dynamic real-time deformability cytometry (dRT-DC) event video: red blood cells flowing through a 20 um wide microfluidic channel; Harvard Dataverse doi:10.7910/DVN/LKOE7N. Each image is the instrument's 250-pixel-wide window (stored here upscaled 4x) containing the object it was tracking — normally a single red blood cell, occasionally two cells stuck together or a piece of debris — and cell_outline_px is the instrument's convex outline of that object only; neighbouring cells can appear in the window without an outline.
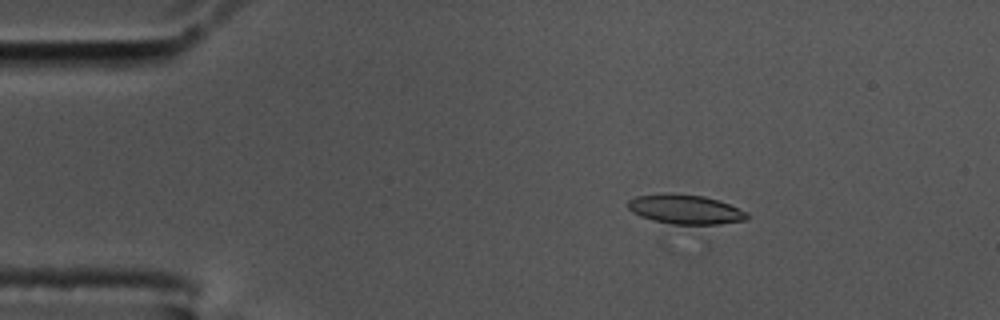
{"species": "common noctule bat (a hibernating species)", "species_latin": "Nyctalus noctula", "temperature_condition": "cold", "stored_images_in_passage": 15, "camera_frame_rate_fps": 3000, "um_per_image_px": 0.085, "animal": {"sex": "male", "body_mass_g": 17.5, "forearm_length_mm": 52.3}, "frame": {"image": 1, "passage_image": 7, "time_ms": 2.0, "image_size_px": [1000, 320], "cell_outline_px": [[748, 220], [708, 244], [640, 216], [632, 212], [628, 208], [628, 200], [636, 196], [704, 196], [728, 204], [748, 212]], "centroid_in_image_um": [58.66, 18.27], "position_along_channel_um": 26.3, "area_um2": 26.01}}